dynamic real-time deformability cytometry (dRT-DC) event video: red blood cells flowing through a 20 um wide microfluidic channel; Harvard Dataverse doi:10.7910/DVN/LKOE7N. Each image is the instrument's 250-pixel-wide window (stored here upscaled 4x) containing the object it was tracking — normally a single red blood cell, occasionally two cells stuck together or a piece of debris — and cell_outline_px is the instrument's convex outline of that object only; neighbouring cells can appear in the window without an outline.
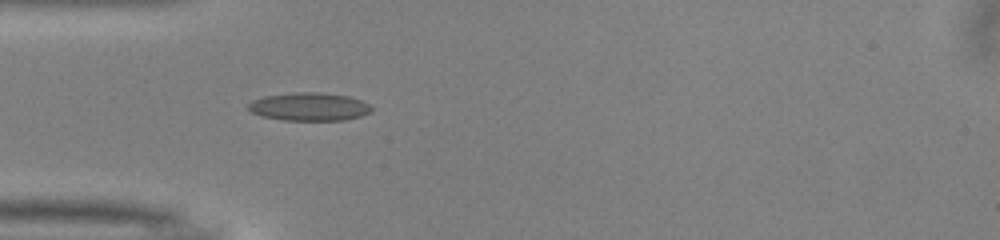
{"species": "common noctule bat (a hibernating species)", "species_latin": "Nyctalus noctula", "temperature_condition": "warm", "stored_images_in_passage": 37, "camera_frame_rate_fps": 3000, "um_per_image_px": 0.085, "animal": {"sex": "male", "body_mass_g": 13.0, "forearm_length_mm": 53.1}, "frame": {"image": 1, "passage_image": 1, "time_ms": 0.0, "image_size_px": [1000, 240], "cell_outline_px": [[372, 112], [360, 116], [344, 120], [284, 120], [260, 116], [252, 112], [248, 108], [248, 104], [252, 100], [264, 96], [296, 92], [320, 92], [348, 96], [360, 100], [368, 104], [372, 108]], "centroid_in_image_um": [26.27, 9.07], "position_along_channel_um": 58.7, "area_um2": 20.17}}
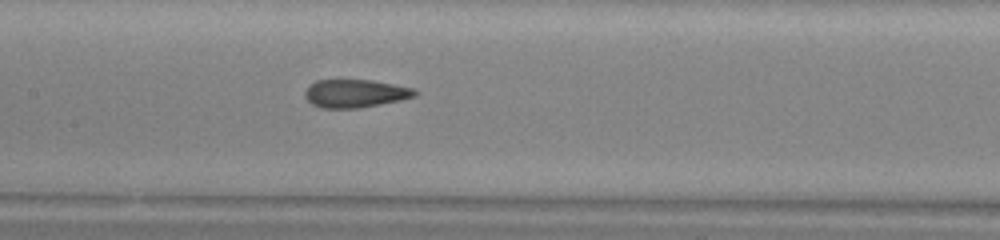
{"frame": {"image": 2, "passage_image": 10, "time_ms": 3.0, "image_size_px": [1000, 240], "cell_outline_px": [[416, 96], [400, 100], [380, 104], [356, 108], [320, 108], [312, 104], [304, 96], [304, 92], [308, 84], [316, 80], [372, 80], [412, 88], [416, 92]], "centroid_in_image_um": [30.13, 7.94], "position_along_channel_um": 177.3, "area_um2": 17.92}}
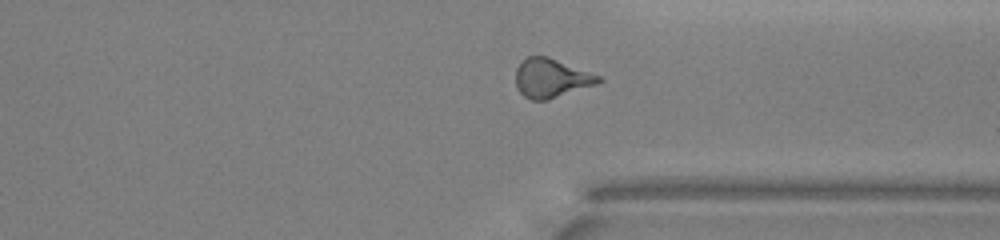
{"frame": {"image": 3, "passage_image": 24, "time_ms": 7.667, "image_size_px": [1000, 240], "cell_outline_px": [[604, 80], [596, 84], [548, 100], [532, 100], [524, 96], [520, 92], [516, 84], [516, 68], [528, 56], [548, 56], [600, 76]], "centroid_in_image_um": [46.85, 6.64], "position_along_channel_um": 364.5, "area_um2": 18.61}, "authors_computed_cell_mechanics": {"area_um2": 18.496, "velocity_mm_per_s": 4.0333, "shape_relaxation_time_tau1_ms": null, "shape_relaxation_time_tau2_ms": 1.613, "deformation_change_tau1": null, "deformation_change_tau2": 0.1155}}